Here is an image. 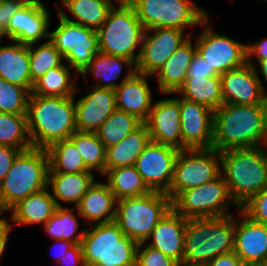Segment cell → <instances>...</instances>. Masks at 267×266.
<instances>
[{
  "mask_svg": "<svg viewBox=\"0 0 267 266\" xmlns=\"http://www.w3.org/2000/svg\"><path fill=\"white\" fill-rule=\"evenodd\" d=\"M267 145V105L223 104L214 111L212 147L228 149Z\"/></svg>",
  "mask_w": 267,
  "mask_h": 266,
  "instance_id": "6da1fadb",
  "label": "cell"
},
{
  "mask_svg": "<svg viewBox=\"0 0 267 266\" xmlns=\"http://www.w3.org/2000/svg\"><path fill=\"white\" fill-rule=\"evenodd\" d=\"M26 117L33 148L47 149L77 131L74 96L51 97L30 93Z\"/></svg>",
  "mask_w": 267,
  "mask_h": 266,
  "instance_id": "7a4b0ae2",
  "label": "cell"
},
{
  "mask_svg": "<svg viewBox=\"0 0 267 266\" xmlns=\"http://www.w3.org/2000/svg\"><path fill=\"white\" fill-rule=\"evenodd\" d=\"M233 216L188 219L182 266H204L215 257L234 251Z\"/></svg>",
  "mask_w": 267,
  "mask_h": 266,
  "instance_id": "3957f363",
  "label": "cell"
},
{
  "mask_svg": "<svg viewBox=\"0 0 267 266\" xmlns=\"http://www.w3.org/2000/svg\"><path fill=\"white\" fill-rule=\"evenodd\" d=\"M220 152L221 173L232 200L240 207L267 187V145Z\"/></svg>",
  "mask_w": 267,
  "mask_h": 266,
  "instance_id": "277c9868",
  "label": "cell"
},
{
  "mask_svg": "<svg viewBox=\"0 0 267 266\" xmlns=\"http://www.w3.org/2000/svg\"><path fill=\"white\" fill-rule=\"evenodd\" d=\"M85 229L81 247L85 266H136L139 243L123 234L112 221Z\"/></svg>",
  "mask_w": 267,
  "mask_h": 266,
  "instance_id": "5b68a950",
  "label": "cell"
},
{
  "mask_svg": "<svg viewBox=\"0 0 267 266\" xmlns=\"http://www.w3.org/2000/svg\"><path fill=\"white\" fill-rule=\"evenodd\" d=\"M49 156L44 148L21 151L0 183V196L6 210L27 196L48 187Z\"/></svg>",
  "mask_w": 267,
  "mask_h": 266,
  "instance_id": "8992f818",
  "label": "cell"
},
{
  "mask_svg": "<svg viewBox=\"0 0 267 266\" xmlns=\"http://www.w3.org/2000/svg\"><path fill=\"white\" fill-rule=\"evenodd\" d=\"M171 208L172 201L166 193L150 191L143 196L116 200L114 222L125 236L146 244L152 230Z\"/></svg>",
  "mask_w": 267,
  "mask_h": 266,
  "instance_id": "52a82bcc",
  "label": "cell"
},
{
  "mask_svg": "<svg viewBox=\"0 0 267 266\" xmlns=\"http://www.w3.org/2000/svg\"><path fill=\"white\" fill-rule=\"evenodd\" d=\"M110 9L105 22L97 30L99 51L108 55L121 56L138 62L144 28L136 16L133 6L128 1H120Z\"/></svg>",
  "mask_w": 267,
  "mask_h": 266,
  "instance_id": "ba28073f",
  "label": "cell"
},
{
  "mask_svg": "<svg viewBox=\"0 0 267 266\" xmlns=\"http://www.w3.org/2000/svg\"><path fill=\"white\" fill-rule=\"evenodd\" d=\"M144 30L207 25L208 14L190 0H129Z\"/></svg>",
  "mask_w": 267,
  "mask_h": 266,
  "instance_id": "9c48e42d",
  "label": "cell"
},
{
  "mask_svg": "<svg viewBox=\"0 0 267 266\" xmlns=\"http://www.w3.org/2000/svg\"><path fill=\"white\" fill-rule=\"evenodd\" d=\"M230 199V200H228ZM232 200L222 173L212 181L181 192L173 201L172 208L185 219L228 216Z\"/></svg>",
  "mask_w": 267,
  "mask_h": 266,
  "instance_id": "30bf717a",
  "label": "cell"
},
{
  "mask_svg": "<svg viewBox=\"0 0 267 266\" xmlns=\"http://www.w3.org/2000/svg\"><path fill=\"white\" fill-rule=\"evenodd\" d=\"M220 174V152L215 148L181 149L167 195L173 201L181 192L212 181Z\"/></svg>",
  "mask_w": 267,
  "mask_h": 266,
  "instance_id": "8fae6325",
  "label": "cell"
},
{
  "mask_svg": "<svg viewBox=\"0 0 267 266\" xmlns=\"http://www.w3.org/2000/svg\"><path fill=\"white\" fill-rule=\"evenodd\" d=\"M59 21L57 28L49 33V40L69 67L80 74L99 52L97 30L67 21L60 15Z\"/></svg>",
  "mask_w": 267,
  "mask_h": 266,
  "instance_id": "7c38bea8",
  "label": "cell"
},
{
  "mask_svg": "<svg viewBox=\"0 0 267 266\" xmlns=\"http://www.w3.org/2000/svg\"><path fill=\"white\" fill-rule=\"evenodd\" d=\"M179 149L150 142L135 162V167L150 191L168 193Z\"/></svg>",
  "mask_w": 267,
  "mask_h": 266,
  "instance_id": "4fadbf2b",
  "label": "cell"
},
{
  "mask_svg": "<svg viewBox=\"0 0 267 266\" xmlns=\"http://www.w3.org/2000/svg\"><path fill=\"white\" fill-rule=\"evenodd\" d=\"M196 52L219 75L247 63V45L205 28L196 40Z\"/></svg>",
  "mask_w": 267,
  "mask_h": 266,
  "instance_id": "5bb4252c",
  "label": "cell"
},
{
  "mask_svg": "<svg viewBox=\"0 0 267 266\" xmlns=\"http://www.w3.org/2000/svg\"><path fill=\"white\" fill-rule=\"evenodd\" d=\"M224 104L267 105L265 87L257 73L252 57L243 66L220 75Z\"/></svg>",
  "mask_w": 267,
  "mask_h": 266,
  "instance_id": "9a60e30c",
  "label": "cell"
},
{
  "mask_svg": "<svg viewBox=\"0 0 267 266\" xmlns=\"http://www.w3.org/2000/svg\"><path fill=\"white\" fill-rule=\"evenodd\" d=\"M153 31V35L148 34ZM184 36V31L176 28L145 30L136 71L140 74L154 76L191 34H187V38Z\"/></svg>",
  "mask_w": 267,
  "mask_h": 266,
  "instance_id": "2e32d148",
  "label": "cell"
},
{
  "mask_svg": "<svg viewBox=\"0 0 267 266\" xmlns=\"http://www.w3.org/2000/svg\"><path fill=\"white\" fill-rule=\"evenodd\" d=\"M182 149L211 148L214 111L205 105L179 98Z\"/></svg>",
  "mask_w": 267,
  "mask_h": 266,
  "instance_id": "e0dca14e",
  "label": "cell"
},
{
  "mask_svg": "<svg viewBox=\"0 0 267 266\" xmlns=\"http://www.w3.org/2000/svg\"><path fill=\"white\" fill-rule=\"evenodd\" d=\"M50 15L43 3L27 1L11 17L5 31L11 42L35 44L41 38H49Z\"/></svg>",
  "mask_w": 267,
  "mask_h": 266,
  "instance_id": "ac0fdd59",
  "label": "cell"
},
{
  "mask_svg": "<svg viewBox=\"0 0 267 266\" xmlns=\"http://www.w3.org/2000/svg\"><path fill=\"white\" fill-rule=\"evenodd\" d=\"M150 134V140L182 149L179 98H165L153 104L147 120L144 122Z\"/></svg>",
  "mask_w": 267,
  "mask_h": 266,
  "instance_id": "d6986e66",
  "label": "cell"
},
{
  "mask_svg": "<svg viewBox=\"0 0 267 266\" xmlns=\"http://www.w3.org/2000/svg\"><path fill=\"white\" fill-rule=\"evenodd\" d=\"M239 211L242 220H235L234 252L244 265L267 264V224L255 222Z\"/></svg>",
  "mask_w": 267,
  "mask_h": 266,
  "instance_id": "ffe728a7",
  "label": "cell"
},
{
  "mask_svg": "<svg viewBox=\"0 0 267 266\" xmlns=\"http://www.w3.org/2000/svg\"><path fill=\"white\" fill-rule=\"evenodd\" d=\"M75 103L76 128L82 132H96L116 107L115 90L94 87Z\"/></svg>",
  "mask_w": 267,
  "mask_h": 266,
  "instance_id": "44dd1931",
  "label": "cell"
},
{
  "mask_svg": "<svg viewBox=\"0 0 267 266\" xmlns=\"http://www.w3.org/2000/svg\"><path fill=\"white\" fill-rule=\"evenodd\" d=\"M147 77L149 78L150 75L129 70L127 76L115 89L117 109L135 115L143 123L147 120L153 106Z\"/></svg>",
  "mask_w": 267,
  "mask_h": 266,
  "instance_id": "7402d4cb",
  "label": "cell"
},
{
  "mask_svg": "<svg viewBox=\"0 0 267 266\" xmlns=\"http://www.w3.org/2000/svg\"><path fill=\"white\" fill-rule=\"evenodd\" d=\"M186 224L187 219L171 208L150 233L149 238L152 237V241L148 246L168 255L181 265Z\"/></svg>",
  "mask_w": 267,
  "mask_h": 266,
  "instance_id": "603a6c76",
  "label": "cell"
},
{
  "mask_svg": "<svg viewBox=\"0 0 267 266\" xmlns=\"http://www.w3.org/2000/svg\"><path fill=\"white\" fill-rule=\"evenodd\" d=\"M14 42L8 46H0V77L25 87L31 93L34 83L30 74L28 45Z\"/></svg>",
  "mask_w": 267,
  "mask_h": 266,
  "instance_id": "cb8c5ba5",
  "label": "cell"
},
{
  "mask_svg": "<svg viewBox=\"0 0 267 266\" xmlns=\"http://www.w3.org/2000/svg\"><path fill=\"white\" fill-rule=\"evenodd\" d=\"M77 209L78 216L96 224L112 222L115 219L116 198L107 183L95 181L81 198Z\"/></svg>",
  "mask_w": 267,
  "mask_h": 266,
  "instance_id": "d4e9b609",
  "label": "cell"
},
{
  "mask_svg": "<svg viewBox=\"0 0 267 266\" xmlns=\"http://www.w3.org/2000/svg\"><path fill=\"white\" fill-rule=\"evenodd\" d=\"M195 53L196 45L192 47L191 38L189 36L155 73L161 92L172 94L178 91L185 82L189 65Z\"/></svg>",
  "mask_w": 267,
  "mask_h": 266,
  "instance_id": "484cf974",
  "label": "cell"
},
{
  "mask_svg": "<svg viewBox=\"0 0 267 266\" xmlns=\"http://www.w3.org/2000/svg\"><path fill=\"white\" fill-rule=\"evenodd\" d=\"M93 172L80 173H48V187H52L56 206L63 207L57 200L62 202L76 203L78 206L81 198L94 184ZM51 185V186H50Z\"/></svg>",
  "mask_w": 267,
  "mask_h": 266,
  "instance_id": "4316f807",
  "label": "cell"
},
{
  "mask_svg": "<svg viewBox=\"0 0 267 266\" xmlns=\"http://www.w3.org/2000/svg\"><path fill=\"white\" fill-rule=\"evenodd\" d=\"M150 142L148 128L142 123L121 142L106 149V172L117 167L135 165L137 158Z\"/></svg>",
  "mask_w": 267,
  "mask_h": 266,
  "instance_id": "83f0119b",
  "label": "cell"
},
{
  "mask_svg": "<svg viewBox=\"0 0 267 266\" xmlns=\"http://www.w3.org/2000/svg\"><path fill=\"white\" fill-rule=\"evenodd\" d=\"M49 188L31 194L19 201L11 210V220L20 224H45L54 214L57 206Z\"/></svg>",
  "mask_w": 267,
  "mask_h": 266,
  "instance_id": "f1b7e54d",
  "label": "cell"
},
{
  "mask_svg": "<svg viewBox=\"0 0 267 266\" xmlns=\"http://www.w3.org/2000/svg\"><path fill=\"white\" fill-rule=\"evenodd\" d=\"M176 93H182L181 98L205 105L213 111L224 104L220 76L186 77Z\"/></svg>",
  "mask_w": 267,
  "mask_h": 266,
  "instance_id": "f546056e",
  "label": "cell"
},
{
  "mask_svg": "<svg viewBox=\"0 0 267 266\" xmlns=\"http://www.w3.org/2000/svg\"><path fill=\"white\" fill-rule=\"evenodd\" d=\"M72 16L78 21L70 20L62 8L58 7L59 15L65 20L81 24L98 30L105 22L110 9L113 7L112 0H60Z\"/></svg>",
  "mask_w": 267,
  "mask_h": 266,
  "instance_id": "4dcf8cb0",
  "label": "cell"
},
{
  "mask_svg": "<svg viewBox=\"0 0 267 266\" xmlns=\"http://www.w3.org/2000/svg\"><path fill=\"white\" fill-rule=\"evenodd\" d=\"M128 66L129 70H136V64L121 56L108 55L102 52H98L92 59L89 66H87L80 74L86 78V73L90 71L94 76L100 78L101 81H96V87L115 90L119 85L115 83L122 73V66ZM135 65V66H134ZM102 81H108V83H102Z\"/></svg>",
  "mask_w": 267,
  "mask_h": 266,
  "instance_id": "1f68e13d",
  "label": "cell"
},
{
  "mask_svg": "<svg viewBox=\"0 0 267 266\" xmlns=\"http://www.w3.org/2000/svg\"><path fill=\"white\" fill-rule=\"evenodd\" d=\"M106 182L116 200L139 197L150 192L135 165L109 169L105 174Z\"/></svg>",
  "mask_w": 267,
  "mask_h": 266,
  "instance_id": "d6a6232c",
  "label": "cell"
},
{
  "mask_svg": "<svg viewBox=\"0 0 267 266\" xmlns=\"http://www.w3.org/2000/svg\"><path fill=\"white\" fill-rule=\"evenodd\" d=\"M46 150L49 156L48 173L91 172L85 167L79 150L70 138L54 142Z\"/></svg>",
  "mask_w": 267,
  "mask_h": 266,
  "instance_id": "836d02e7",
  "label": "cell"
},
{
  "mask_svg": "<svg viewBox=\"0 0 267 266\" xmlns=\"http://www.w3.org/2000/svg\"><path fill=\"white\" fill-rule=\"evenodd\" d=\"M68 68L62 65L50 69L34 82L31 94L51 97L75 96L76 84L70 80L73 75H70L71 68Z\"/></svg>",
  "mask_w": 267,
  "mask_h": 266,
  "instance_id": "e575fe53",
  "label": "cell"
},
{
  "mask_svg": "<svg viewBox=\"0 0 267 266\" xmlns=\"http://www.w3.org/2000/svg\"><path fill=\"white\" fill-rule=\"evenodd\" d=\"M142 123L135 115L116 109L95 133L107 149L121 142Z\"/></svg>",
  "mask_w": 267,
  "mask_h": 266,
  "instance_id": "d590c367",
  "label": "cell"
},
{
  "mask_svg": "<svg viewBox=\"0 0 267 266\" xmlns=\"http://www.w3.org/2000/svg\"><path fill=\"white\" fill-rule=\"evenodd\" d=\"M0 146L21 151L32 148L26 114L0 112Z\"/></svg>",
  "mask_w": 267,
  "mask_h": 266,
  "instance_id": "8d00e7d4",
  "label": "cell"
},
{
  "mask_svg": "<svg viewBox=\"0 0 267 266\" xmlns=\"http://www.w3.org/2000/svg\"><path fill=\"white\" fill-rule=\"evenodd\" d=\"M79 150L85 167L92 172L106 173V148L95 132L75 131L69 137Z\"/></svg>",
  "mask_w": 267,
  "mask_h": 266,
  "instance_id": "74e56055",
  "label": "cell"
},
{
  "mask_svg": "<svg viewBox=\"0 0 267 266\" xmlns=\"http://www.w3.org/2000/svg\"><path fill=\"white\" fill-rule=\"evenodd\" d=\"M79 222L73 210L69 207H57L52 217L44 224V229L55 240L70 241L75 245H81L85 229L76 234Z\"/></svg>",
  "mask_w": 267,
  "mask_h": 266,
  "instance_id": "f35d334b",
  "label": "cell"
},
{
  "mask_svg": "<svg viewBox=\"0 0 267 266\" xmlns=\"http://www.w3.org/2000/svg\"><path fill=\"white\" fill-rule=\"evenodd\" d=\"M33 43L28 45L31 80L34 83L37 79L47 73L50 69L62 66L64 56L55 48L50 41L33 47Z\"/></svg>",
  "mask_w": 267,
  "mask_h": 266,
  "instance_id": "ab89813d",
  "label": "cell"
},
{
  "mask_svg": "<svg viewBox=\"0 0 267 266\" xmlns=\"http://www.w3.org/2000/svg\"><path fill=\"white\" fill-rule=\"evenodd\" d=\"M30 92L0 77V112L26 114Z\"/></svg>",
  "mask_w": 267,
  "mask_h": 266,
  "instance_id": "60d3db41",
  "label": "cell"
},
{
  "mask_svg": "<svg viewBox=\"0 0 267 266\" xmlns=\"http://www.w3.org/2000/svg\"><path fill=\"white\" fill-rule=\"evenodd\" d=\"M240 210L251 220L267 224V187L252 195Z\"/></svg>",
  "mask_w": 267,
  "mask_h": 266,
  "instance_id": "b9f144b4",
  "label": "cell"
},
{
  "mask_svg": "<svg viewBox=\"0 0 267 266\" xmlns=\"http://www.w3.org/2000/svg\"><path fill=\"white\" fill-rule=\"evenodd\" d=\"M143 245L144 242L138 245L136 266H179L171 257L148 245L141 250Z\"/></svg>",
  "mask_w": 267,
  "mask_h": 266,
  "instance_id": "7bdbcfd3",
  "label": "cell"
},
{
  "mask_svg": "<svg viewBox=\"0 0 267 266\" xmlns=\"http://www.w3.org/2000/svg\"><path fill=\"white\" fill-rule=\"evenodd\" d=\"M220 76L197 52L194 54L187 71V77H211Z\"/></svg>",
  "mask_w": 267,
  "mask_h": 266,
  "instance_id": "ee69618b",
  "label": "cell"
},
{
  "mask_svg": "<svg viewBox=\"0 0 267 266\" xmlns=\"http://www.w3.org/2000/svg\"><path fill=\"white\" fill-rule=\"evenodd\" d=\"M27 0H0V28L5 32L11 17Z\"/></svg>",
  "mask_w": 267,
  "mask_h": 266,
  "instance_id": "f6af8a7d",
  "label": "cell"
},
{
  "mask_svg": "<svg viewBox=\"0 0 267 266\" xmlns=\"http://www.w3.org/2000/svg\"><path fill=\"white\" fill-rule=\"evenodd\" d=\"M20 152V149H15L9 146H0V183L8 174L14 159Z\"/></svg>",
  "mask_w": 267,
  "mask_h": 266,
  "instance_id": "bcb514c9",
  "label": "cell"
},
{
  "mask_svg": "<svg viewBox=\"0 0 267 266\" xmlns=\"http://www.w3.org/2000/svg\"><path fill=\"white\" fill-rule=\"evenodd\" d=\"M204 266H244V263L241 258L232 251L215 257Z\"/></svg>",
  "mask_w": 267,
  "mask_h": 266,
  "instance_id": "7dc6e473",
  "label": "cell"
},
{
  "mask_svg": "<svg viewBox=\"0 0 267 266\" xmlns=\"http://www.w3.org/2000/svg\"><path fill=\"white\" fill-rule=\"evenodd\" d=\"M66 261H67V264H69L68 262H70V264L71 265L73 264V266H77L78 263H80L81 266H85L81 245H74L72 248L67 250L64 256L60 258V260L57 262L62 263Z\"/></svg>",
  "mask_w": 267,
  "mask_h": 266,
  "instance_id": "c3c4849f",
  "label": "cell"
},
{
  "mask_svg": "<svg viewBox=\"0 0 267 266\" xmlns=\"http://www.w3.org/2000/svg\"><path fill=\"white\" fill-rule=\"evenodd\" d=\"M255 56L257 61L267 60V39L247 45V57Z\"/></svg>",
  "mask_w": 267,
  "mask_h": 266,
  "instance_id": "681fc988",
  "label": "cell"
},
{
  "mask_svg": "<svg viewBox=\"0 0 267 266\" xmlns=\"http://www.w3.org/2000/svg\"><path fill=\"white\" fill-rule=\"evenodd\" d=\"M13 225L9 224L5 219L0 218V258L5 251V246L9 236V232Z\"/></svg>",
  "mask_w": 267,
  "mask_h": 266,
  "instance_id": "f907efd6",
  "label": "cell"
},
{
  "mask_svg": "<svg viewBox=\"0 0 267 266\" xmlns=\"http://www.w3.org/2000/svg\"><path fill=\"white\" fill-rule=\"evenodd\" d=\"M56 243H57V246L60 247V252L58 253V256H56L58 259L57 261L60 260V258H62L65 254V252L67 250H69L70 248H72L75 244H73L72 242L70 241H65V240H56Z\"/></svg>",
  "mask_w": 267,
  "mask_h": 266,
  "instance_id": "816d5d0a",
  "label": "cell"
},
{
  "mask_svg": "<svg viewBox=\"0 0 267 266\" xmlns=\"http://www.w3.org/2000/svg\"><path fill=\"white\" fill-rule=\"evenodd\" d=\"M257 62L260 67V71L263 74L264 79H266L267 81V60H261ZM265 95L267 96V92H265Z\"/></svg>",
  "mask_w": 267,
  "mask_h": 266,
  "instance_id": "f5cc1de1",
  "label": "cell"
},
{
  "mask_svg": "<svg viewBox=\"0 0 267 266\" xmlns=\"http://www.w3.org/2000/svg\"><path fill=\"white\" fill-rule=\"evenodd\" d=\"M4 211H7L6 208L4 207L2 200H1V196H0V214Z\"/></svg>",
  "mask_w": 267,
  "mask_h": 266,
  "instance_id": "db71d44e",
  "label": "cell"
},
{
  "mask_svg": "<svg viewBox=\"0 0 267 266\" xmlns=\"http://www.w3.org/2000/svg\"><path fill=\"white\" fill-rule=\"evenodd\" d=\"M6 36L5 32L0 28V42H1V38Z\"/></svg>",
  "mask_w": 267,
  "mask_h": 266,
  "instance_id": "11a10c76",
  "label": "cell"
},
{
  "mask_svg": "<svg viewBox=\"0 0 267 266\" xmlns=\"http://www.w3.org/2000/svg\"><path fill=\"white\" fill-rule=\"evenodd\" d=\"M244 266H267V264H251V265H244Z\"/></svg>",
  "mask_w": 267,
  "mask_h": 266,
  "instance_id": "9f6ffc18",
  "label": "cell"
},
{
  "mask_svg": "<svg viewBox=\"0 0 267 266\" xmlns=\"http://www.w3.org/2000/svg\"><path fill=\"white\" fill-rule=\"evenodd\" d=\"M27 1H34V2H40V3H42L41 0H27Z\"/></svg>",
  "mask_w": 267,
  "mask_h": 266,
  "instance_id": "6f0895ef",
  "label": "cell"
}]
</instances>
